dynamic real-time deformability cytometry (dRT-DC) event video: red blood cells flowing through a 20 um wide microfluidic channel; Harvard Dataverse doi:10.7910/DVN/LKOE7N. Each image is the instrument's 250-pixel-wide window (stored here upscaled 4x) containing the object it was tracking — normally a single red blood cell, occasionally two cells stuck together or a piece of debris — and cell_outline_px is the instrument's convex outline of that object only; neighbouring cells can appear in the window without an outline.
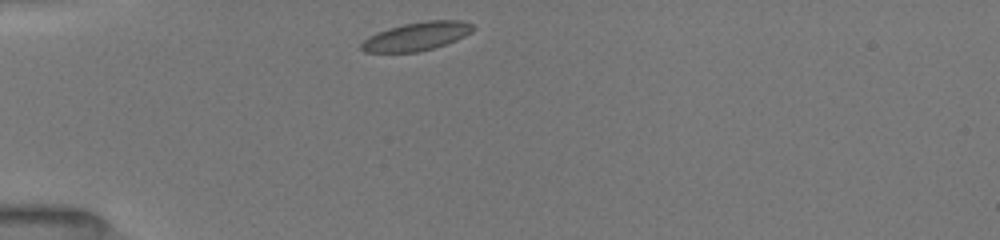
{"species": "common noctule bat (a hibernating species)", "species_latin": "Nyctalus noctula", "temperature_condition": "room temperature", "stored_images_in_passage": 6, "camera_frame_rate_fps": 3000, "um_per_image_px": 0.085, "animal": {"sex": "female", "body_mass_g": 19.5, "forearm_length_mm": 54.1}, "frame": {"image": 1, "passage_image": 1, "time_ms": 0.0, "image_size_px": [1000, 240], "cell_outline_px": [[476, 28], [472, 32], [456, 40], [432, 48], [416, 52], [364, 52], [360, 48], [360, 44], [368, 36], [388, 28], [404, 24], [428, 20], [460, 20], [472, 24]], "centroid_in_image_um": [35.41, 3.08], "position_along_channel_um": 49.6, "area_um2": 18.38}}